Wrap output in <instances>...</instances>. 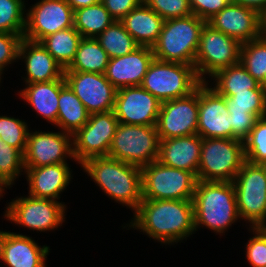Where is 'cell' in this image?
Instances as JSON below:
<instances>
[{
	"mask_svg": "<svg viewBox=\"0 0 266 267\" xmlns=\"http://www.w3.org/2000/svg\"><path fill=\"white\" fill-rule=\"evenodd\" d=\"M124 228L137 229L163 245L178 244L196 233L193 201L143 199Z\"/></svg>",
	"mask_w": 266,
	"mask_h": 267,
	"instance_id": "6da1fadb",
	"label": "cell"
},
{
	"mask_svg": "<svg viewBox=\"0 0 266 267\" xmlns=\"http://www.w3.org/2000/svg\"><path fill=\"white\" fill-rule=\"evenodd\" d=\"M80 167L109 199L132 212L138 209L143 200L140 167L109 156L90 158Z\"/></svg>",
	"mask_w": 266,
	"mask_h": 267,
	"instance_id": "7a4b0ae2",
	"label": "cell"
},
{
	"mask_svg": "<svg viewBox=\"0 0 266 267\" xmlns=\"http://www.w3.org/2000/svg\"><path fill=\"white\" fill-rule=\"evenodd\" d=\"M192 201L196 231L206 227L223 236L233 223L240 221L232 182L197 180Z\"/></svg>",
	"mask_w": 266,
	"mask_h": 267,
	"instance_id": "3957f363",
	"label": "cell"
},
{
	"mask_svg": "<svg viewBox=\"0 0 266 267\" xmlns=\"http://www.w3.org/2000/svg\"><path fill=\"white\" fill-rule=\"evenodd\" d=\"M206 23L194 14L164 20L158 40L152 46L154 58L194 66L201 32Z\"/></svg>",
	"mask_w": 266,
	"mask_h": 267,
	"instance_id": "277c9868",
	"label": "cell"
},
{
	"mask_svg": "<svg viewBox=\"0 0 266 267\" xmlns=\"http://www.w3.org/2000/svg\"><path fill=\"white\" fill-rule=\"evenodd\" d=\"M245 162L239 139L202 138L197 180L233 182Z\"/></svg>",
	"mask_w": 266,
	"mask_h": 267,
	"instance_id": "5b68a950",
	"label": "cell"
},
{
	"mask_svg": "<svg viewBox=\"0 0 266 267\" xmlns=\"http://www.w3.org/2000/svg\"><path fill=\"white\" fill-rule=\"evenodd\" d=\"M202 81L193 65L153 59L141 87L160 102L188 96Z\"/></svg>",
	"mask_w": 266,
	"mask_h": 267,
	"instance_id": "8992f818",
	"label": "cell"
},
{
	"mask_svg": "<svg viewBox=\"0 0 266 267\" xmlns=\"http://www.w3.org/2000/svg\"><path fill=\"white\" fill-rule=\"evenodd\" d=\"M232 183L240 219L249 228L266 225V165L245 161Z\"/></svg>",
	"mask_w": 266,
	"mask_h": 267,
	"instance_id": "52a82bcc",
	"label": "cell"
},
{
	"mask_svg": "<svg viewBox=\"0 0 266 267\" xmlns=\"http://www.w3.org/2000/svg\"><path fill=\"white\" fill-rule=\"evenodd\" d=\"M159 142L156 125L119 123L108 156L142 168L158 160Z\"/></svg>",
	"mask_w": 266,
	"mask_h": 267,
	"instance_id": "ba28073f",
	"label": "cell"
},
{
	"mask_svg": "<svg viewBox=\"0 0 266 267\" xmlns=\"http://www.w3.org/2000/svg\"><path fill=\"white\" fill-rule=\"evenodd\" d=\"M141 173L143 199H193L197 178L192 172L169 167L156 160L142 167Z\"/></svg>",
	"mask_w": 266,
	"mask_h": 267,
	"instance_id": "9c48e42d",
	"label": "cell"
},
{
	"mask_svg": "<svg viewBox=\"0 0 266 267\" xmlns=\"http://www.w3.org/2000/svg\"><path fill=\"white\" fill-rule=\"evenodd\" d=\"M25 196L15 197L6 204L3 215L6 220L37 232L54 231L59 226L61 228L66 221L67 206L64 202Z\"/></svg>",
	"mask_w": 266,
	"mask_h": 267,
	"instance_id": "30bf717a",
	"label": "cell"
},
{
	"mask_svg": "<svg viewBox=\"0 0 266 267\" xmlns=\"http://www.w3.org/2000/svg\"><path fill=\"white\" fill-rule=\"evenodd\" d=\"M241 45L237 39L215 30L206 23L201 32L194 62L199 79L206 82L219 70L240 62Z\"/></svg>",
	"mask_w": 266,
	"mask_h": 267,
	"instance_id": "8fae6325",
	"label": "cell"
},
{
	"mask_svg": "<svg viewBox=\"0 0 266 267\" xmlns=\"http://www.w3.org/2000/svg\"><path fill=\"white\" fill-rule=\"evenodd\" d=\"M118 124L113 110L90 114L88 122L72 135L74 161L82 164L90 158L108 156Z\"/></svg>",
	"mask_w": 266,
	"mask_h": 267,
	"instance_id": "7c38bea8",
	"label": "cell"
},
{
	"mask_svg": "<svg viewBox=\"0 0 266 267\" xmlns=\"http://www.w3.org/2000/svg\"><path fill=\"white\" fill-rule=\"evenodd\" d=\"M74 27V10L66 0H40L26 10L23 38L39 42L57 31Z\"/></svg>",
	"mask_w": 266,
	"mask_h": 267,
	"instance_id": "4fadbf2b",
	"label": "cell"
},
{
	"mask_svg": "<svg viewBox=\"0 0 266 267\" xmlns=\"http://www.w3.org/2000/svg\"><path fill=\"white\" fill-rule=\"evenodd\" d=\"M198 87L188 96L161 103L157 119L159 140L197 134Z\"/></svg>",
	"mask_w": 266,
	"mask_h": 267,
	"instance_id": "5bb4252c",
	"label": "cell"
},
{
	"mask_svg": "<svg viewBox=\"0 0 266 267\" xmlns=\"http://www.w3.org/2000/svg\"><path fill=\"white\" fill-rule=\"evenodd\" d=\"M73 158V159H72ZM74 160L72 135L63 131L28 132L24 167H40Z\"/></svg>",
	"mask_w": 266,
	"mask_h": 267,
	"instance_id": "9a60e30c",
	"label": "cell"
},
{
	"mask_svg": "<svg viewBox=\"0 0 266 267\" xmlns=\"http://www.w3.org/2000/svg\"><path fill=\"white\" fill-rule=\"evenodd\" d=\"M64 78L90 114L114 110L117 89L104 74L64 71Z\"/></svg>",
	"mask_w": 266,
	"mask_h": 267,
	"instance_id": "2e32d148",
	"label": "cell"
},
{
	"mask_svg": "<svg viewBox=\"0 0 266 267\" xmlns=\"http://www.w3.org/2000/svg\"><path fill=\"white\" fill-rule=\"evenodd\" d=\"M161 103L141 86L124 87L116 92L113 111L119 123L156 125Z\"/></svg>",
	"mask_w": 266,
	"mask_h": 267,
	"instance_id": "e0dca14e",
	"label": "cell"
},
{
	"mask_svg": "<svg viewBox=\"0 0 266 267\" xmlns=\"http://www.w3.org/2000/svg\"><path fill=\"white\" fill-rule=\"evenodd\" d=\"M198 109V135L202 138L232 139L226 98L211 88L208 82L198 86Z\"/></svg>",
	"mask_w": 266,
	"mask_h": 267,
	"instance_id": "ac0fdd59",
	"label": "cell"
},
{
	"mask_svg": "<svg viewBox=\"0 0 266 267\" xmlns=\"http://www.w3.org/2000/svg\"><path fill=\"white\" fill-rule=\"evenodd\" d=\"M207 24L241 44L262 36L261 14L253 8L233 2L209 19Z\"/></svg>",
	"mask_w": 266,
	"mask_h": 267,
	"instance_id": "d6986e66",
	"label": "cell"
},
{
	"mask_svg": "<svg viewBox=\"0 0 266 267\" xmlns=\"http://www.w3.org/2000/svg\"><path fill=\"white\" fill-rule=\"evenodd\" d=\"M49 250L31 236L0 230V260L7 267H47Z\"/></svg>",
	"mask_w": 266,
	"mask_h": 267,
	"instance_id": "ffe728a7",
	"label": "cell"
},
{
	"mask_svg": "<svg viewBox=\"0 0 266 267\" xmlns=\"http://www.w3.org/2000/svg\"><path fill=\"white\" fill-rule=\"evenodd\" d=\"M153 59L152 47L139 46L127 55L110 58L104 75L117 90L141 86Z\"/></svg>",
	"mask_w": 266,
	"mask_h": 267,
	"instance_id": "44dd1931",
	"label": "cell"
},
{
	"mask_svg": "<svg viewBox=\"0 0 266 267\" xmlns=\"http://www.w3.org/2000/svg\"><path fill=\"white\" fill-rule=\"evenodd\" d=\"M72 170L67 162L40 167H25L28 195L35 198L59 200L62 192L69 187Z\"/></svg>",
	"mask_w": 266,
	"mask_h": 267,
	"instance_id": "7402d4cb",
	"label": "cell"
},
{
	"mask_svg": "<svg viewBox=\"0 0 266 267\" xmlns=\"http://www.w3.org/2000/svg\"><path fill=\"white\" fill-rule=\"evenodd\" d=\"M18 60H24L26 77L25 84L51 82L64 78V69L41 45L40 42L23 38L19 47Z\"/></svg>",
	"mask_w": 266,
	"mask_h": 267,
	"instance_id": "603a6c76",
	"label": "cell"
},
{
	"mask_svg": "<svg viewBox=\"0 0 266 267\" xmlns=\"http://www.w3.org/2000/svg\"><path fill=\"white\" fill-rule=\"evenodd\" d=\"M202 137L198 134L160 140L158 161L197 177Z\"/></svg>",
	"mask_w": 266,
	"mask_h": 267,
	"instance_id": "cb8c5ba5",
	"label": "cell"
},
{
	"mask_svg": "<svg viewBox=\"0 0 266 267\" xmlns=\"http://www.w3.org/2000/svg\"><path fill=\"white\" fill-rule=\"evenodd\" d=\"M66 84L65 79H57L51 82H36L25 84L17 95L19 99L28 103L36 114L40 115L47 123L54 126L57 122L58 101L61 88Z\"/></svg>",
	"mask_w": 266,
	"mask_h": 267,
	"instance_id": "d4e9b609",
	"label": "cell"
},
{
	"mask_svg": "<svg viewBox=\"0 0 266 267\" xmlns=\"http://www.w3.org/2000/svg\"><path fill=\"white\" fill-rule=\"evenodd\" d=\"M121 22L140 46L152 47L161 33L164 19L142 2Z\"/></svg>",
	"mask_w": 266,
	"mask_h": 267,
	"instance_id": "484cf974",
	"label": "cell"
},
{
	"mask_svg": "<svg viewBox=\"0 0 266 267\" xmlns=\"http://www.w3.org/2000/svg\"><path fill=\"white\" fill-rule=\"evenodd\" d=\"M58 104L57 122L54 127L74 135L88 122L90 113L67 83L60 90Z\"/></svg>",
	"mask_w": 266,
	"mask_h": 267,
	"instance_id": "4316f807",
	"label": "cell"
},
{
	"mask_svg": "<svg viewBox=\"0 0 266 267\" xmlns=\"http://www.w3.org/2000/svg\"><path fill=\"white\" fill-rule=\"evenodd\" d=\"M109 56L96 38H82L70 66L64 71L92 72L104 74Z\"/></svg>",
	"mask_w": 266,
	"mask_h": 267,
	"instance_id": "83f0119b",
	"label": "cell"
},
{
	"mask_svg": "<svg viewBox=\"0 0 266 267\" xmlns=\"http://www.w3.org/2000/svg\"><path fill=\"white\" fill-rule=\"evenodd\" d=\"M81 39V34L71 27L57 31L39 42L65 70L74 60Z\"/></svg>",
	"mask_w": 266,
	"mask_h": 267,
	"instance_id": "f1b7e54d",
	"label": "cell"
},
{
	"mask_svg": "<svg viewBox=\"0 0 266 267\" xmlns=\"http://www.w3.org/2000/svg\"><path fill=\"white\" fill-rule=\"evenodd\" d=\"M209 79L213 82H206L211 83L208 85L216 92H249V89H258L261 86L240 62L219 70Z\"/></svg>",
	"mask_w": 266,
	"mask_h": 267,
	"instance_id": "f546056e",
	"label": "cell"
},
{
	"mask_svg": "<svg viewBox=\"0 0 266 267\" xmlns=\"http://www.w3.org/2000/svg\"><path fill=\"white\" fill-rule=\"evenodd\" d=\"M114 21L101 2L74 11V28L82 38H96Z\"/></svg>",
	"mask_w": 266,
	"mask_h": 267,
	"instance_id": "4dcf8cb0",
	"label": "cell"
},
{
	"mask_svg": "<svg viewBox=\"0 0 266 267\" xmlns=\"http://www.w3.org/2000/svg\"><path fill=\"white\" fill-rule=\"evenodd\" d=\"M109 58L121 57L137 49L140 45L125 29L121 21H114L96 37Z\"/></svg>",
	"mask_w": 266,
	"mask_h": 267,
	"instance_id": "1f68e13d",
	"label": "cell"
},
{
	"mask_svg": "<svg viewBox=\"0 0 266 267\" xmlns=\"http://www.w3.org/2000/svg\"><path fill=\"white\" fill-rule=\"evenodd\" d=\"M226 98L229 112L257 114L260 118L266 116V89L261 85L249 92H217Z\"/></svg>",
	"mask_w": 266,
	"mask_h": 267,
	"instance_id": "d6a6232c",
	"label": "cell"
},
{
	"mask_svg": "<svg viewBox=\"0 0 266 267\" xmlns=\"http://www.w3.org/2000/svg\"><path fill=\"white\" fill-rule=\"evenodd\" d=\"M240 63L261 84L266 75V38L242 43Z\"/></svg>",
	"mask_w": 266,
	"mask_h": 267,
	"instance_id": "836d02e7",
	"label": "cell"
},
{
	"mask_svg": "<svg viewBox=\"0 0 266 267\" xmlns=\"http://www.w3.org/2000/svg\"><path fill=\"white\" fill-rule=\"evenodd\" d=\"M25 0H0V33L24 35L26 26Z\"/></svg>",
	"mask_w": 266,
	"mask_h": 267,
	"instance_id": "e575fe53",
	"label": "cell"
},
{
	"mask_svg": "<svg viewBox=\"0 0 266 267\" xmlns=\"http://www.w3.org/2000/svg\"><path fill=\"white\" fill-rule=\"evenodd\" d=\"M23 174H25L24 155L0 138V181L10 189L16 179Z\"/></svg>",
	"mask_w": 266,
	"mask_h": 267,
	"instance_id": "d590c367",
	"label": "cell"
},
{
	"mask_svg": "<svg viewBox=\"0 0 266 267\" xmlns=\"http://www.w3.org/2000/svg\"><path fill=\"white\" fill-rule=\"evenodd\" d=\"M243 143L245 161L266 165V116L257 120Z\"/></svg>",
	"mask_w": 266,
	"mask_h": 267,
	"instance_id": "8d00e7d4",
	"label": "cell"
},
{
	"mask_svg": "<svg viewBox=\"0 0 266 267\" xmlns=\"http://www.w3.org/2000/svg\"><path fill=\"white\" fill-rule=\"evenodd\" d=\"M25 121L11 116H0V138L11 147L18 149L23 155L30 130L29 124Z\"/></svg>",
	"mask_w": 266,
	"mask_h": 267,
	"instance_id": "74e56055",
	"label": "cell"
},
{
	"mask_svg": "<svg viewBox=\"0 0 266 267\" xmlns=\"http://www.w3.org/2000/svg\"><path fill=\"white\" fill-rule=\"evenodd\" d=\"M143 2L164 20L193 14L189 0H143Z\"/></svg>",
	"mask_w": 266,
	"mask_h": 267,
	"instance_id": "f35d334b",
	"label": "cell"
},
{
	"mask_svg": "<svg viewBox=\"0 0 266 267\" xmlns=\"http://www.w3.org/2000/svg\"><path fill=\"white\" fill-rule=\"evenodd\" d=\"M254 236L245 245L247 262L252 267H266V232L261 227L249 228Z\"/></svg>",
	"mask_w": 266,
	"mask_h": 267,
	"instance_id": "ab89813d",
	"label": "cell"
},
{
	"mask_svg": "<svg viewBox=\"0 0 266 267\" xmlns=\"http://www.w3.org/2000/svg\"><path fill=\"white\" fill-rule=\"evenodd\" d=\"M23 36L19 34L0 33V77L4 70L14 62H18L19 47Z\"/></svg>",
	"mask_w": 266,
	"mask_h": 267,
	"instance_id": "60d3db41",
	"label": "cell"
},
{
	"mask_svg": "<svg viewBox=\"0 0 266 267\" xmlns=\"http://www.w3.org/2000/svg\"><path fill=\"white\" fill-rule=\"evenodd\" d=\"M230 124L232 126V139L244 141L251 133L257 120V114L229 112Z\"/></svg>",
	"mask_w": 266,
	"mask_h": 267,
	"instance_id": "b9f144b4",
	"label": "cell"
},
{
	"mask_svg": "<svg viewBox=\"0 0 266 267\" xmlns=\"http://www.w3.org/2000/svg\"><path fill=\"white\" fill-rule=\"evenodd\" d=\"M230 2L231 0H189L192 13L206 22Z\"/></svg>",
	"mask_w": 266,
	"mask_h": 267,
	"instance_id": "7bdbcfd3",
	"label": "cell"
},
{
	"mask_svg": "<svg viewBox=\"0 0 266 267\" xmlns=\"http://www.w3.org/2000/svg\"><path fill=\"white\" fill-rule=\"evenodd\" d=\"M115 21H121L129 12L139 6L143 0H100Z\"/></svg>",
	"mask_w": 266,
	"mask_h": 267,
	"instance_id": "ee69618b",
	"label": "cell"
},
{
	"mask_svg": "<svg viewBox=\"0 0 266 267\" xmlns=\"http://www.w3.org/2000/svg\"><path fill=\"white\" fill-rule=\"evenodd\" d=\"M231 2L253 8L260 14L266 10V0H231Z\"/></svg>",
	"mask_w": 266,
	"mask_h": 267,
	"instance_id": "f6af8a7d",
	"label": "cell"
},
{
	"mask_svg": "<svg viewBox=\"0 0 266 267\" xmlns=\"http://www.w3.org/2000/svg\"><path fill=\"white\" fill-rule=\"evenodd\" d=\"M70 7L75 11L80 8L95 5L100 2V0H66Z\"/></svg>",
	"mask_w": 266,
	"mask_h": 267,
	"instance_id": "bcb514c9",
	"label": "cell"
},
{
	"mask_svg": "<svg viewBox=\"0 0 266 267\" xmlns=\"http://www.w3.org/2000/svg\"><path fill=\"white\" fill-rule=\"evenodd\" d=\"M261 34L266 38V10L261 14Z\"/></svg>",
	"mask_w": 266,
	"mask_h": 267,
	"instance_id": "7dc6e473",
	"label": "cell"
},
{
	"mask_svg": "<svg viewBox=\"0 0 266 267\" xmlns=\"http://www.w3.org/2000/svg\"><path fill=\"white\" fill-rule=\"evenodd\" d=\"M5 188L7 187L0 181V199L3 197V194L5 193Z\"/></svg>",
	"mask_w": 266,
	"mask_h": 267,
	"instance_id": "c3c4849f",
	"label": "cell"
},
{
	"mask_svg": "<svg viewBox=\"0 0 266 267\" xmlns=\"http://www.w3.org/2000/svg\"><path fill=\"white\" fill-rule=\"evenodd\" d=\"M261 85L266 89V75H265L264 81L261 83Z\"/></svg>",
	"mask_w": 266,
	"mask_h": 267,
	"instance_id": "681fc988",
	"label": "cell"
},
{
	"mask_svg": "<svg viewBox=\"0 0 266 267\" xmlns=\"http://www.w3.org/2000/svg\"><path fill=\"white\" fill-rule=\"evenodd\" d=\"M265 232H266V225H264L263 227H261Z\"/></svg>",
	"mask_w": 266,
	"mask_h": 267,
	"instance_id": "f907efd6",
	"label": "cell"
}]
</instances>
